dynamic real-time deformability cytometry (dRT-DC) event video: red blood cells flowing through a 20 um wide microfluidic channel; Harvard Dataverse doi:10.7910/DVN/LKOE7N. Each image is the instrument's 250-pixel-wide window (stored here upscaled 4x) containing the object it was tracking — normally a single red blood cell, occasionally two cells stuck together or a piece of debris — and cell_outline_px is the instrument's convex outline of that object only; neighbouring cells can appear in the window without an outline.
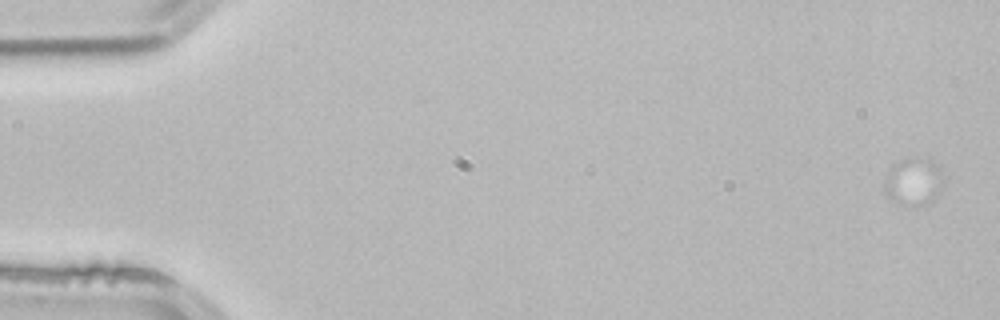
{"species": "common noctule bat (a hibernating species)", "species_latin": "Nyctalus noctula", "temperature_condition": "room temperature", "stored_images_in_passage": 1, "camera_frame_rate_fps": 3000, "um_per_image_px": 0.085, "animal": {"sex": "male", "body_mass_g": 21.5, "forearm_length_mm": 52.0}, "frame": {"image": 1, "passage_image": 1, "time_ms": 0.0, "image_size_px": [1000, 320], "cell_outline_px": [[944, 172], [940, 184], [916, 208], [896, 200], [888, 196], [884, 188], [884, 184], [892, 164], [904, 160], [920, 156], [932, 160]], "centroid_in_image_um": [77.6, 15.33], "position_along_channel_um": 7.4, "area_um2": 15.14}}